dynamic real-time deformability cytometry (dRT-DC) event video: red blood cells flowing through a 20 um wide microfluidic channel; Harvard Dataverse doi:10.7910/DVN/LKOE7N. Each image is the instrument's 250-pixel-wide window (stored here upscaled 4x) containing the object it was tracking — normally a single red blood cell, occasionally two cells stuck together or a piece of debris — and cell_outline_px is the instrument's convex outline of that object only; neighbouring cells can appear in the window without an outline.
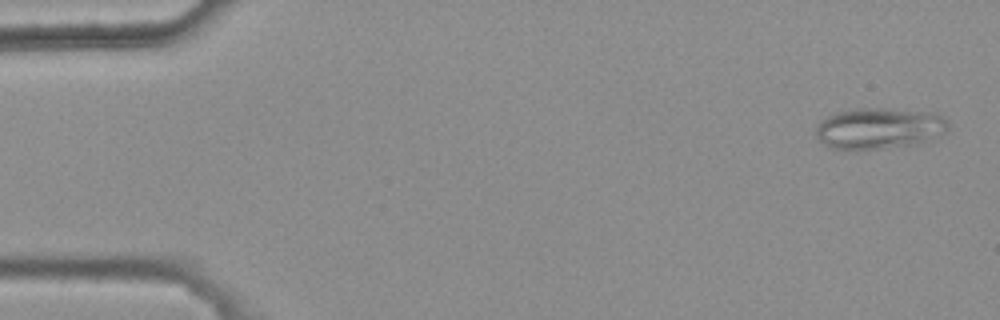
{"species": "common noctule bat (a hibernating species)", "species_latin": "Nyctalus noctula", "temperature_condition": "warm", "stored_images_in_passage": 4, "camera_frame_rate_fps": 3000, "um_per_image_px": 0.085, "animal": {"sex": "female", "body_mass_g": 25.1}, "frame": {"image": 1, "passage_image": 1, "time_ms": 0.0, "image_size_px": [1000, 320], "cell_outline_px": [[948, 132], [912, 144], [884, 148], [828, 148], [816, 136], [816, 124], [820, 120], [828, 116], [840, 112], [856, 108], [888, 108], [936, 112], [944, 116], [948, 120]], "centroid_in_image_um": [74.75, 10.87], "position_along_channel_um": 10.3, "area_um2": 31.56}}